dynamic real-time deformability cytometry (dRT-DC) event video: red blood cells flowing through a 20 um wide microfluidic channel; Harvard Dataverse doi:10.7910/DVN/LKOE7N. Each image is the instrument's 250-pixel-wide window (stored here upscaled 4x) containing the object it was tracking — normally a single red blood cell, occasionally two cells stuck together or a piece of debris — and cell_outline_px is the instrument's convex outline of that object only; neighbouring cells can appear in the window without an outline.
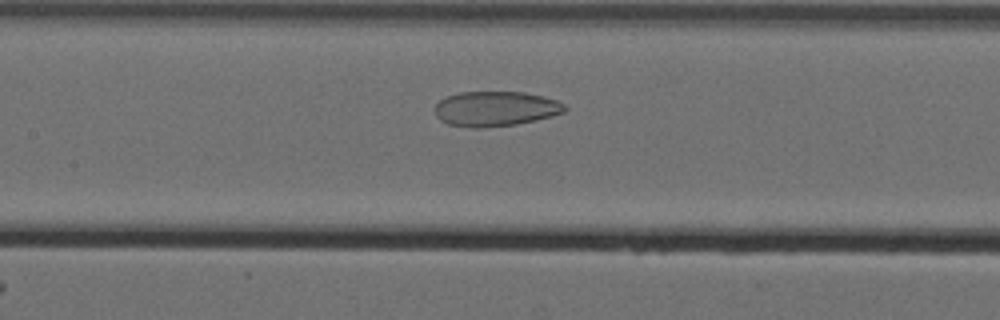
{"species": "Egyptian fruit bat (a non-hibernating species)", "species_latin": "Rousettus aegyptiacus", "temperature_condition": "cold", "stored_images_in_passage": 48, "camera_frame_rate_fps": 3000, "um_per_image_px": 0.085, "animal": {"sex": "female"}, "frame": {"image": 1, "passage_image": 20, "time_ms": 6.333, "image_size_px": [1000, 320], "cell_outline_px": [[568, 108], [564, 112], [552, 116], [536, 120], [516, 124], [480, 128], [472, 128], [448, 124], [440, 120], [436, 116], [436, 104], [440, 100], [448, 96], [460, 92], [524, 92], [544, 96], [556, 100], [564, 104]], "centroid_in_image_um": [42.14, 9.24], "position_along_channel_um": 165.3, "area_um2": 26.47}}
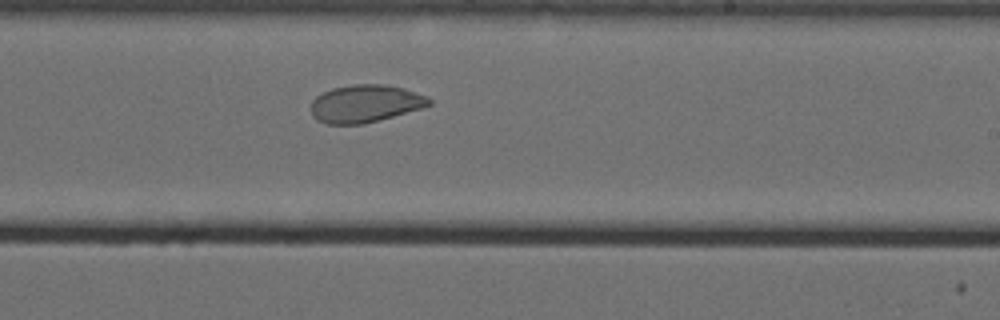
{"frame": {"image": 2, "passage_image": 28, "time_ms": 9.0, "image_size_px": [1000, 320], "cell_outline_px": [[432, 104], [424, 108], [380, 120], [364, 124], [324, 124], [316, 120], [312, 116], [312, 100], [316, 96], [332, 88], [356, 84], [384, 84], [404, 88], [424, 96], [432, 100]], "centroid_in_image_um": [31.05, 8.82], "position_along_channel_um": 258.0, "area_um2": 26.01}}
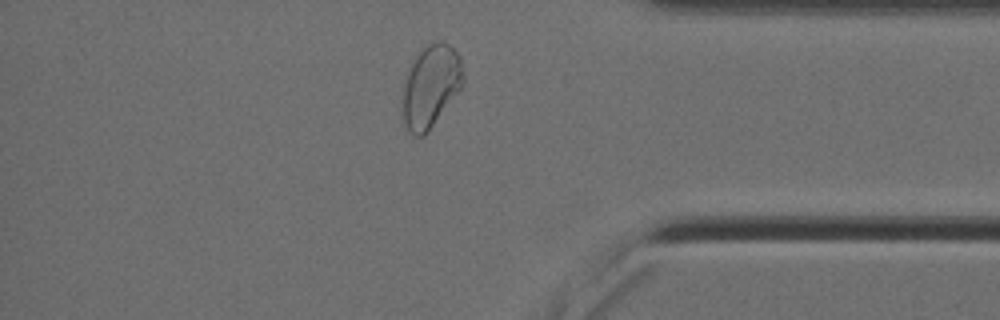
{"frame": {"image": 3, "passage_image": 41, "time_ms": 13.333, "image_size_px": [1000, 320], "cell_outline_px": [[464, 80], [460, 88], [428, 132], [424, 136], [412, 136], [408, 132], [404, 124], [400, 92], [408, 68], [412, 60], [420, 48], [436, 40], [440, 40], [448, 44], [460, 56], [464, 76]], "centroid_in_image_um": [36.55, 7.32], "position_along_channel_um": 398.6, "area_um2": 29.71}, "authors_computed_cell_mechanics": {"area_um2": 28.611, "velocity_mm_per_s": 3.4858, "shape_relaxation_time_tau1_ms": null, "shape_relaxation_time_tau2_ms": 1.551, "deformation_change_tau1": null, "deformation_change_tau2": 0.0426}}